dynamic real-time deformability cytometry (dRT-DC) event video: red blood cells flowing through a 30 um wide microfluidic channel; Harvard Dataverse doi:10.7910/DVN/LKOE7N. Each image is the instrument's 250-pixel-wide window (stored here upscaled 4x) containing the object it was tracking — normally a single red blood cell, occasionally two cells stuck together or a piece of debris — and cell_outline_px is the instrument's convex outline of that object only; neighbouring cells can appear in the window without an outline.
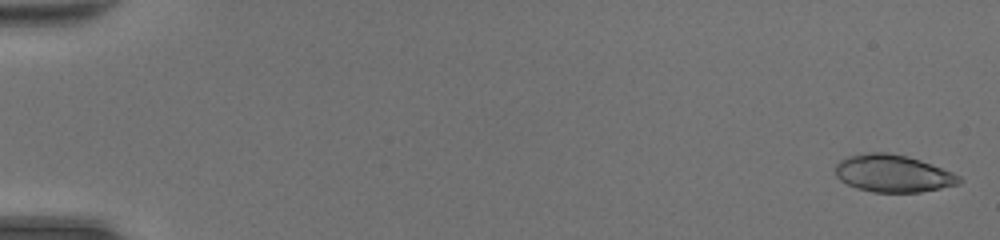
{"species": "common noctule bat (a hibernating species)", "species_latin": "Nyctalus noctula", "temperature_condition": "room temperature", "stored_images_in_passage": 48, "camera_frame_rate_fps": 3000, "um_per_image_px": 0.085, "animal": {"sex": "female", "body_mass_g": 20.0, "forearm_length_mm": 54.0}, "frame": {"image": 1, "passage_image": 2, "time_ms": 0.333, "image_size_px": [1000, 240], "cell_outline_px": [[964, 180], [960, 184], [920, 192], [872, 192], [856, 188], [840, 180], [836, 176], [836, 164], [840, 160], [848, 156], [868, 152], [888, 152], [908, 156], [920, 160], [952, 172], [960, 176]], "centroid_in_image_um": [75.91, 14.74], "position_along_channel_um": 9.1, "area_um2": 26.99}}
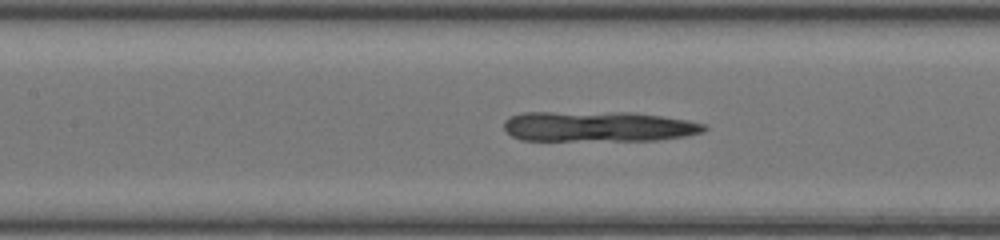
{"frame": {"image": 2, "passage_image": 24, "time_ms": 7.667, "image_size_px": [1000, 240], "cell_outline_px": [[708, 128], [704, 132], [684, 136], [656, 140], [520, 140], [512, 136], [504, 128], [504, 120], [508, 116], [524, 112], [632, 112], [688, 120], [704, 124]], "centroid_in_image_um": [50.82, 10.74], "position_along_channel_um": 156.6, "area_um2": 35.55}}
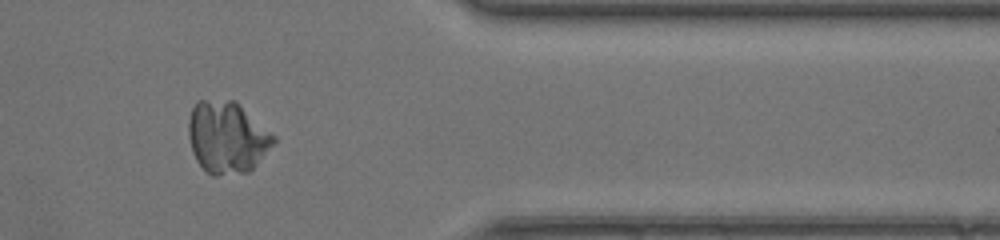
{"frame": {"image": 3, "passage_image": 41, "time_ms": 13.333, "image_size_px": [1000, 240], "cell_outline_px": [[276, 140], [256, 164], [248, 172], [216, 176], [212, 176], [196, 160], [192, 152], [188, 136], [188, 120], [192, 108], [196, 100], [236, 100], [276, 136]], "centroid_in_image_um": [19.28, 11.65], "position_along_channel_um": 392.1, "area_um2": 35.78}}